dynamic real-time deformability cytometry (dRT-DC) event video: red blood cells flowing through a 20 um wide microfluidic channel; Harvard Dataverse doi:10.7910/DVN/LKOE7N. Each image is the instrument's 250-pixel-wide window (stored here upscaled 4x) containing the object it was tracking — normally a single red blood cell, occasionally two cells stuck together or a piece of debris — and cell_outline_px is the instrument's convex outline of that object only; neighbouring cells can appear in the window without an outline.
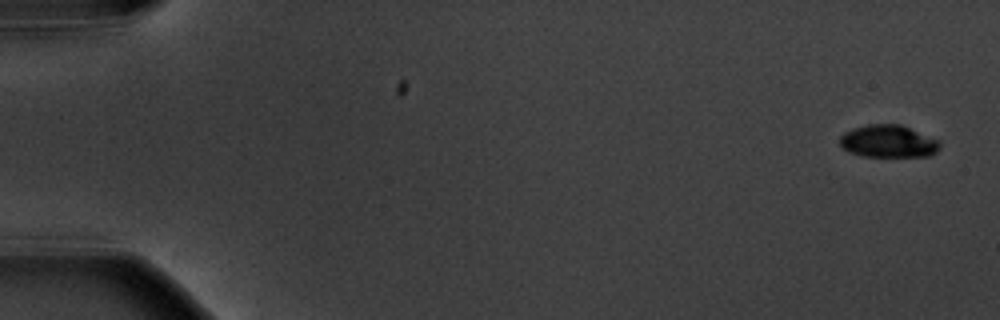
{"species": "common noctule bat (a hibernating species)", "species_latin": "Nyctalus noctula", "temperature_condition": "warm", "stored_images_in_passage": 4, "camera_frame_rate_fps": 3000, "um_per_image_px": 0.085, "animal": {"sex": "male", "body_mass_g": 20.1, "forearm_length_mm": 53.5}, "frame": {"image": 1, "passage_image": 1, "time_ms": 0.0, "image_size_px": [1000, 320], "cell_outline_px": [[940, 148], [936, 152], [928, 156], [864, 156], [852, 152], [844, 148], [840, 144], [840, 136], [844, 132], [852, 128], [868, 124], [900, 124], [940, 140]], "centroid_in_image_um": [75.53, 12.0], "position_along_channel_um": 9.5, "area_um2": 18.84}}